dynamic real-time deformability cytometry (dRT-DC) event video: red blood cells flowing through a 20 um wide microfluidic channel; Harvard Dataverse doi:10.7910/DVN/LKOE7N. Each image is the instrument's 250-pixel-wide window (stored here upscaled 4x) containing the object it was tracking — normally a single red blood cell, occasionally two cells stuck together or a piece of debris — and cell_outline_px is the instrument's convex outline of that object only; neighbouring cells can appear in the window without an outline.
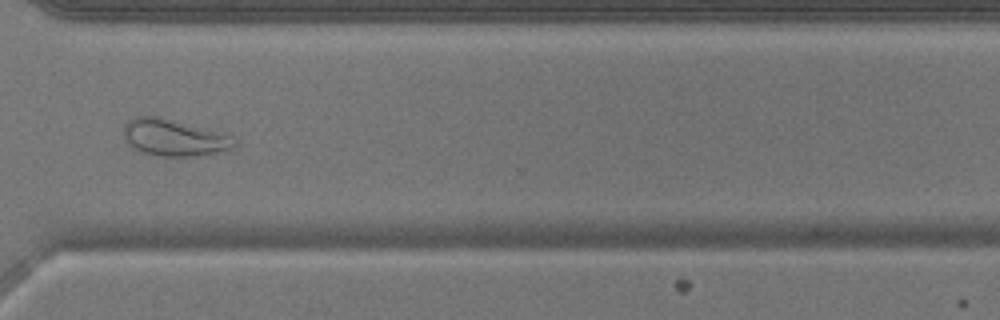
{"species": "common noctule bat (a hibernating species)", "species_latin": "Nyctalus noctula", "temperature_condition": "warm", "stored_images_in_passage": 51, "camera_frame_rate_fps": 3000, "um_per_image_px": 0.085, "animal": {"sex": "male", "body_mass_g": 17.9}, "frame": {"image": 1, "passage_image": 39, "time_ms": 12.667, "image_size_px": [1000, 320], "cell_outline_px": [[236, 148], [216, 152], [192, 156], [160, 156], [144, 152], [128, 144], [124, 140], [124, 124], [132, 116], [160, 116], [224, 132], [232, 136], [236, 140]], "centroid_in_image_um": [14.82, 11.67], "position_along_channel_um": 355.8, "area_um2": 23.99}}
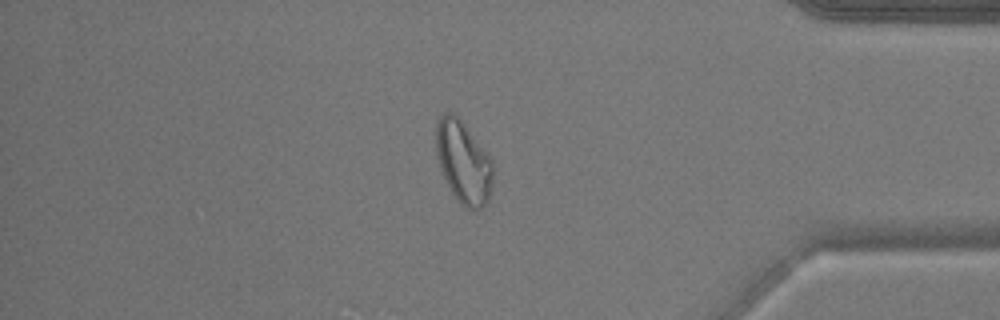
{"frame": {"image": 2, "passage_image": 44, "time_ms": 14.333, "image_size_px": [1000, 320], "cell_outline_px": [[492, 192], [488, 200], [480, 208], [468, 208], [452, 192], [440, 168], [436, 152], [436, 124], [440, 116], [444, 112], [452, 112], [464, 124], [492, 160]], "centroid_in_image_um": [39.38, 13.75], "position_along_channel_um": 395.8, "area_um2": 26.65}}
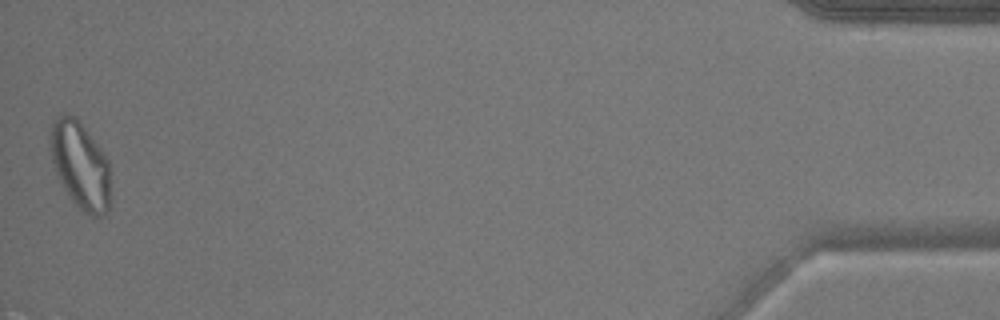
{"frame": {"image": 3, "passage_image": 51, "time_ms": 16.667, "image_size_px": [1000, 320], "cell_outline_px": [[108, 208], [104, 216], [92, 216], [80, 208], [68, 196], [56, 172], [52, 160], [48, 144], [48, 136], [52, 124], [64, 112], [76, 116], [100, 148], [108, 160]], "centroid_in_image_um": [6.77, 13.99], "position_along_channel_um": 428.4, "area_um2": 30.23}}